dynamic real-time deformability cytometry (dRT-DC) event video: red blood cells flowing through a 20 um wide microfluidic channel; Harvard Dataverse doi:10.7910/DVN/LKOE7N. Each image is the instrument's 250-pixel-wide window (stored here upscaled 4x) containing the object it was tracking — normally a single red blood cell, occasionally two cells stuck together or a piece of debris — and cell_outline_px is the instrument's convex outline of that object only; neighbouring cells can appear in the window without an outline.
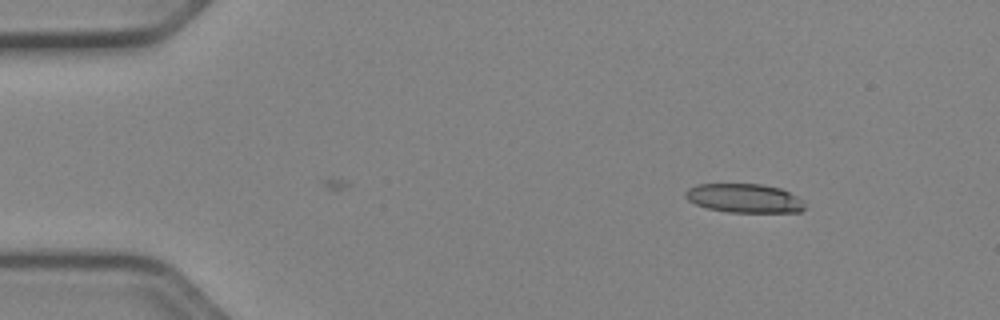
{"species": "Egyptian fruit bat (a non-hibernating species)", "species_latin": "Rousettus aegyptiacus", "temperature_condition": "cold", "stored_images_in_passage": 42, "camera_frame_rate_fps": 3000, "um_per_image_px": 0.085, "animal": {"sex": "female"}, "frame": {"image": 1, "passage_image": 1, "time_ms": 0.0, "image_size_px": [1000, 320], "cell_outline_px": [[804, 208], [800, 212], [728, 212], [708, 208], [696, 204], [688, 200], [684, 196], [684, 192], [688, 188], [696, 184], [764, 184], [780, 188], [804, 200]], "centroid_in_image_um": [63.25, 16.84], "position_along_channel_um": 21.7, "area_um2": 20.17}}
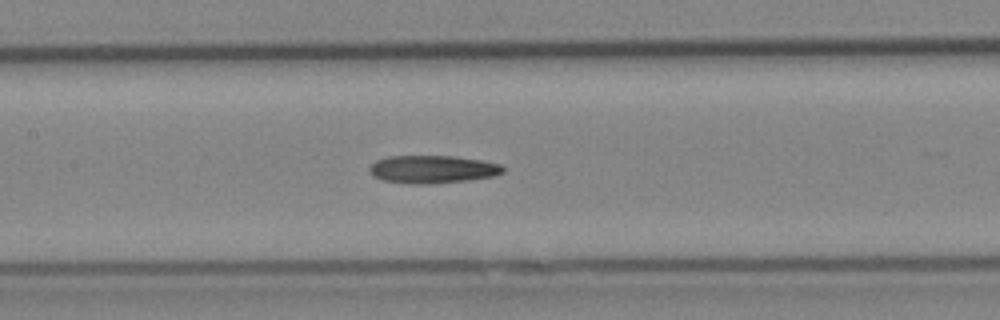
{"frame": {"image": 2, "passage_image": 19, "time_ms": 6.0, "image_size_px": [1000, 320], "cell_outline_px": [[504, 172], [496, 176], [468, 180], [428, 184], [408, 184], [380, 180], [372, 176], [368, 172], [368, 168], [376, 160], [388, 156], [456, 156], [480, 160], [500, 164], [504, 168]], "centroid_in_image_um": [36.73, 14.4], "position_along_channel_um": 170.7, "area_um2": 21.96}}
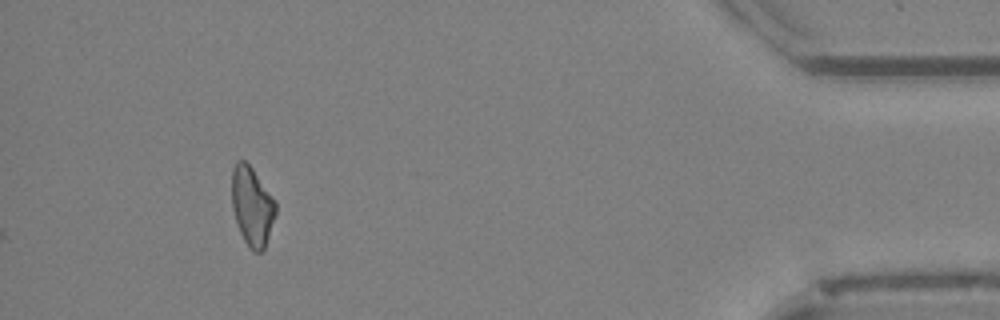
{"frame": {"image": 3, "passage_image": 42, "time_ms": 13.667, "image_size_px": [1000, 320], "cell_outline_px": [[276, 212], [264, 252], [252, 252], [248, 248], [240, 232], [232, 208], [232, 168], [236, 160], [244, 160], [252, 168], [276, 200]], "centroid_in_image_um": [21.43, 17.55], "position_along_channel_um": 413.8, "area_um2": 20.4}}